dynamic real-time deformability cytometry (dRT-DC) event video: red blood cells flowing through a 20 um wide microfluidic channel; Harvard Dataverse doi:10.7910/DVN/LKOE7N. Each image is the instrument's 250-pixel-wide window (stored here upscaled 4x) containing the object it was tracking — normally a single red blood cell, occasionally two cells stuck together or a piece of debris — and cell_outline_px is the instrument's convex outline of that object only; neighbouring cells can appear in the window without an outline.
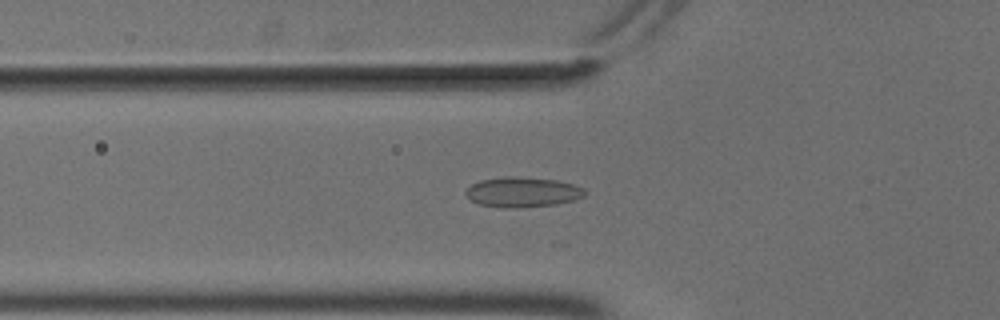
{"species": "common noctule bat (a hibernating species)", "species_latin": "Nyctalus noctula", "temperature_condition": "cold", "stored_images_in_passage": 28, "camera_frame_rate_fps": 3000, "um_per_image_px": 0.085, "animal": {"sex": "male", "body_mass_g": 18.8}, "frame": {"image": 1, "passage_image": 20, "time_ms": 6.333, "image_size_px": [1000, 320], "cell_outline_px": [[588, 192], [584, 196], [576, 200], [556, 204], [520, 208], [500, 208], [480, 204], [472, 200], [464, 192], [472, 184], [480, 180], [504, 176], [516, 176], [556, 180], [572, 184], [584, 188]], "centroid_in_image_um": [44.44, 16.33], "position_along_channel_um": 81.4, "area_um2": 21.04}}
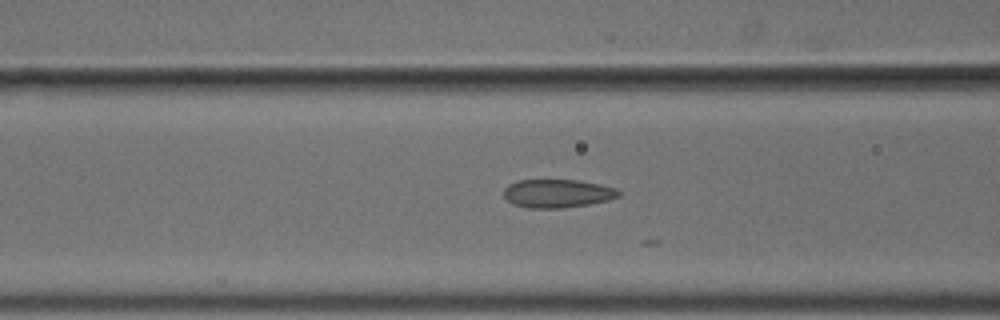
{"frame": {"image": 2, "passage_image": 23, "time_ms": 7.333, "image_size_px": [1000, 320], "cell_outline_px": [[620, 196], [608, 200], [588, 204], [560, 208], [528, 208], [512, 204], [504, 196], [504, 188], [508, 184], [520, 180], [580, 180], [600, 184], [616, 188], [620, 192]], "centroid_in_image_um": [47.38, 16.44], "position_along_channel_um": 119.2, "area_um2": 19.02}}
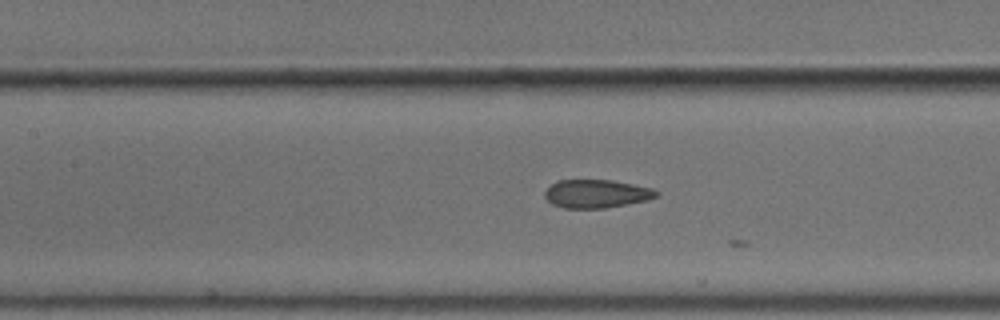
{"frame": {"image": 3, "passage_image": 26, "time_ms": 8.333, "image_size_px": [1000, 320], "cell_outline_px": [[660, 192], [656, 196], [644, 200], [604, 208], [564, 208], [552, 204], [544, 196], [544, 192], [552, 184], [560, 180], [612, 180], [652, 188]], "centroid_in_image_um": [50.66, 16.46], "position_along_channel_um": 156.7, "area_um2": 18.09}}